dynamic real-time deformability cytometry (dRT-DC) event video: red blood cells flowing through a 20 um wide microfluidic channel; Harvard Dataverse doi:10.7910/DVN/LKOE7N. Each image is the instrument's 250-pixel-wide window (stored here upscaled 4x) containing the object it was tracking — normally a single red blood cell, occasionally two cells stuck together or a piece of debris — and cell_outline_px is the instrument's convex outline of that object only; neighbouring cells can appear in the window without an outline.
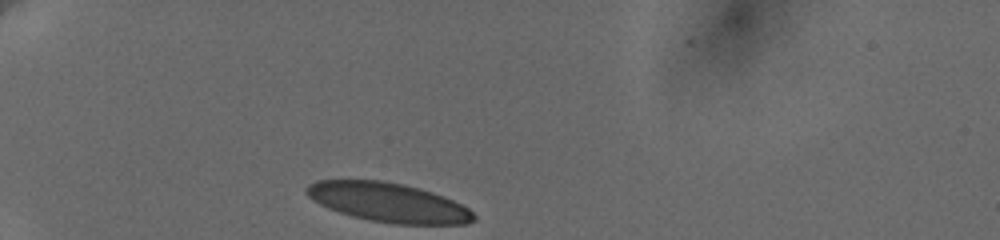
{"species": "human", "species_latin": "Homo sapiens", "temperature_condition": "cold", "stored_images_in_passage": 30, "camera_frame_rate_fps": 3000, "um_per_image_px": 0.085, "donor": {"sex": "female"}, "frame": {"image": 1, "passage_image": 1, "time_ms": 0.0, "image_size_px": [1000, 240], "cell_outline_px": [[476, 220], [468, 224], [392, 224], [352, 216], [328, 208], [312, 200], [304, 192], [304, 188], [308, 184], [316, 180], [384, 180], [404, 184], [420, 188], [432, 192], [452, 200], [468, 208], [476, 216]], "centroid_in_image_um": [32.99, 17.2], "position_along_channel_um": 52.0, "area_um2": 38.32}}
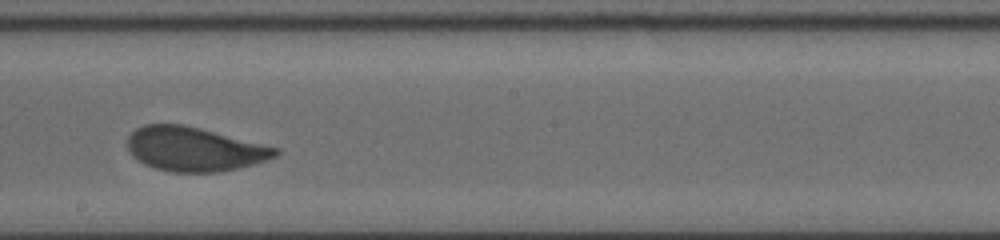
{"frame": {"image": 2, "passage_image": 16, "time_ms": 6.0, "image_size_px": [1000, 240], "cell_outline_px": [[280, 152], [276, 156], [252, 164], [220, 172], [172, 172], [156, 168], [144, 164], [136, 160], [132, 156], [128, 148], [128, 136], [136, 128], [144, 124], [180, 124], [200, 128], [280, 148]], "centroid_in_image_um": [16.49, 12.67], "position_along_channel_um": 231.7, "area_um2": 37.92}}
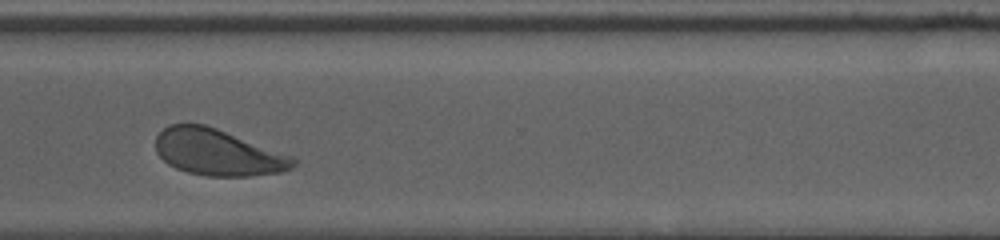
{"frame": {"image": 3, "passage_image": 29, "time_ms": 9.333, "image_size_px": [1000, 240], "cell_outline_px": [[296, 164], [292, 168], [280, 172], [248, 176], [208, 176], [188, 172], [176, 168], [168, 164], [156, 152], [156, 136], [168, 124], [204, 124], [216, 128], [292, 156], [296, 160]], "centroid_in_image_um": [18.49, 12.95], "position_along_channel_um": 352.1, "area_um2": 36.82}}